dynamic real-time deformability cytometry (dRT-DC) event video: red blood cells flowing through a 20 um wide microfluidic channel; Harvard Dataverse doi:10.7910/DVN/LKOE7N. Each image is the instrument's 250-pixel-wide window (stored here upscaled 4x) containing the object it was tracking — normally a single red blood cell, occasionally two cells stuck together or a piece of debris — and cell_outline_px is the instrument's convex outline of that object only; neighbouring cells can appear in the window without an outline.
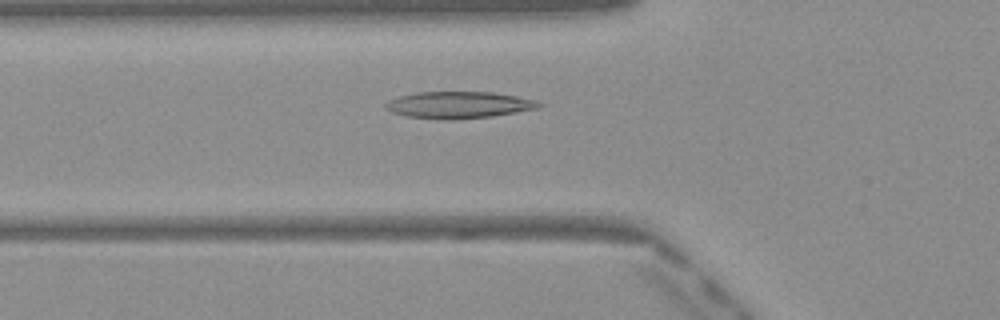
{"species": "Egyptian fruit bat (a non-hibernating species)", "species_latin": "Rousettus aegyptiacus", "temperature_condition": "warm", "stored_images_in_passage": 47, "camera_frame_rate_fps": 3000, "um_per_image_px": 0.085, "frame": {"image": 1, "passage_image": 15, "time_ms": 4.667, "image_size_px": [1000, 320], "cell_outline_px": [[544, 104], [540, 108], [492, 116], [448, 120], [444, 120], [408, 116], [392, 112], [384, 108], [384, 104], [388, 100], [400, 96], [416, 92], [492, 92], [516, 96], [532, 100]], "centroid_in_image_um": [38.97, 8.92], "position_along_channel_um": 86.8, "area_um2": 23.81}}
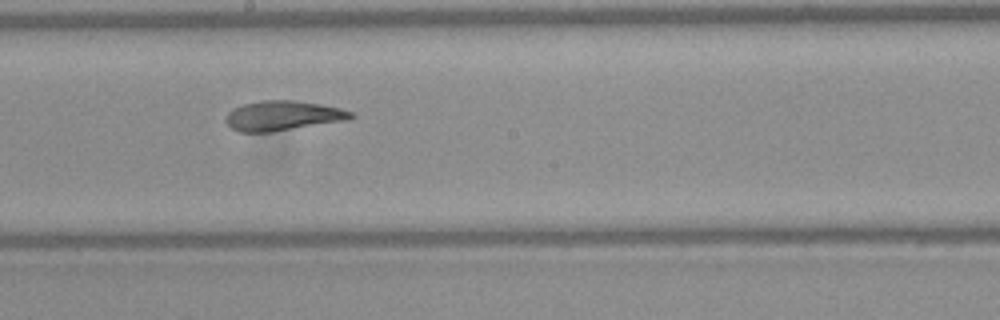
{"frame": {"image": 2, "passage_image": 25, "time_ms": 8.0, "image_size_px": [1000, 320], "cell_outline_px": [[356, 116], [352, 120], [272, 132], [240, 132], [232, 128], [224, 120], [228, 112], [244, 104], [260, 100], [296, 100], [320, 104], [340, 108], [352, 112]], "centroid_in_image_um": [24.1, 9.84], "position_along_channel_um": 224.1, "area_um2": 21.96}}
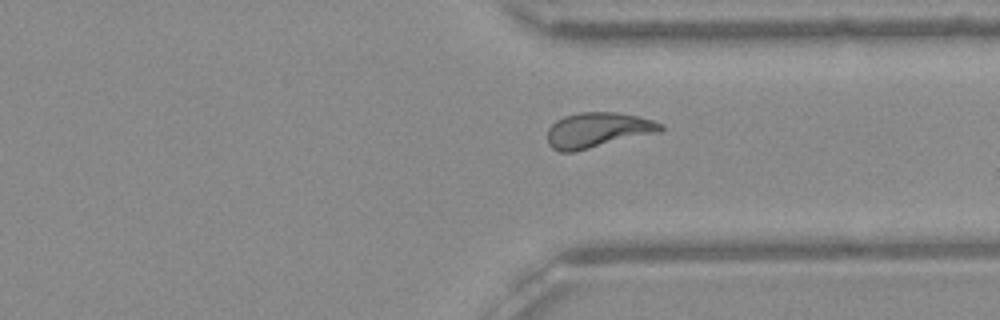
{"frame": {"image": 3, "passage_image": 35, "time_ms": 11.333, "image_size_px": [1000, 320], "cell_outline_px": [[664, 128], [660, 132], [576, 152], [560, 152], [552, 148], [548, 144], [548, 128], [556, 120], [564, 116], [580, 112], [616, 112], [636, 116], [652, 120], [664, 124]], "centroid_in_image_um": [50.8, 11.07], "position_along_channel_um": 360.6, "area_um2": 23.41}, "authors_computed_cell_mechanics": {"area_um2": 23.1778, "velocity_mm_per_s": 4.0908, "shape_relaxation_time_tau1_ms": null, "shape_relaxation_time_tau2_ms": 1.7255, "deformation_change_tau1": null, "deformation_change_tau2": 0.0917}}